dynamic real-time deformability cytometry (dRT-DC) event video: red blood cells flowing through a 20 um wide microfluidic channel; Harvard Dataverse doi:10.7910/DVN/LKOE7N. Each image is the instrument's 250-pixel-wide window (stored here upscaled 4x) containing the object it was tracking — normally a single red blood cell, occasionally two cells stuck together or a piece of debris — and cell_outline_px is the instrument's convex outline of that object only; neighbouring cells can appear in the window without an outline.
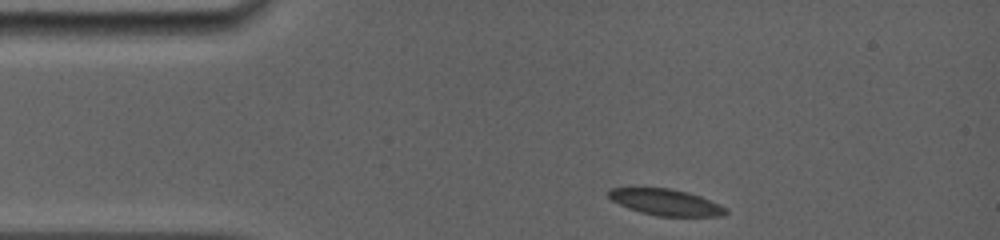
{"species": "common noctule bat (a hibernating species)", "species_latin": "Nyctalus noctula", "temperature_condition": "room temperature", "stored_images_in_passage": 35, "camera_frame_rate_fps": 5000, "um_per_image_px": 0.085, "animal": {"sex": "female", "body_mass_g": 19.0, "forearm_length_mm": 56.7}, "frame": {"image": 1, "passage_image": 1, "time_ms": 0.0, "image_size_px": [1000, 240], "cell_outline_px": [[728, 212], [724, 216], [660, 216], [640, 212], [628, 208], [612, 200], [608, 196], [608, 192], [612, 188], [672, 188], [688, 192], [700, 196], [720, 204], [728, 208]], "centroid_in_image_um": [56.65, 17.19], "position_along_channel_um": 28.4, "area_um2": 17.92}}
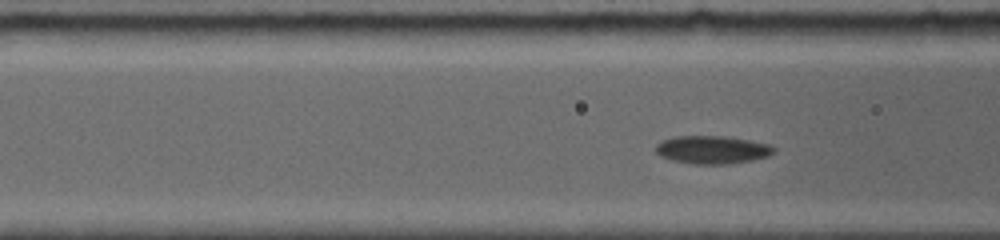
{"frame": {"image": 2, "passage_image": 18, "time_ms": 3.2, "image_size_px": [1000, 240], "cell_outline_px": [[776, 152], [768, 156], [752, 160], [728, 164], [696, 164], [672, 160], [660, 156], [656, 152], [656, 144], [660, 140], [676, 136], [724, 136], [748, 140], [768, 144], [776, 148]], "centroid_in_image_um": [60.53, 12.72], "position_along_channel_um": 106.1, "area_um2": 19.31}}
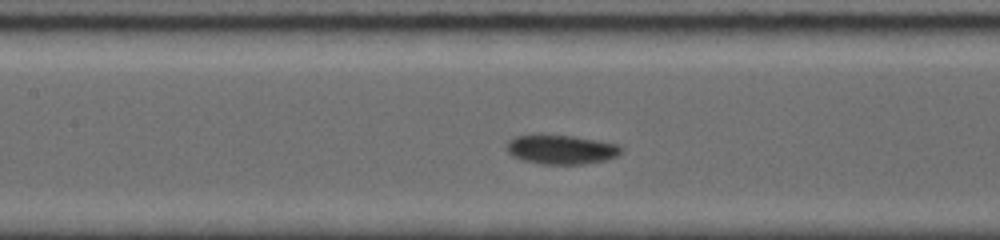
{"frame": {"image": 3, "passage_image": 29, "time_ms": 4.6, "image_size_px": [1000, 240], "cell_outline_px": [[624, 148], [616, 156], [608, 160], [584, 164], [540, 164], [524, 160], [512, 156], [508, 152], [508, 140], [516, 136], [540, 132], [576, 136], [600, 140], [620, 144]], "centroid_in_image_um": [47.72, 12.67], "position_along_channel_um": 159.7, "area_um2": 20.29}}